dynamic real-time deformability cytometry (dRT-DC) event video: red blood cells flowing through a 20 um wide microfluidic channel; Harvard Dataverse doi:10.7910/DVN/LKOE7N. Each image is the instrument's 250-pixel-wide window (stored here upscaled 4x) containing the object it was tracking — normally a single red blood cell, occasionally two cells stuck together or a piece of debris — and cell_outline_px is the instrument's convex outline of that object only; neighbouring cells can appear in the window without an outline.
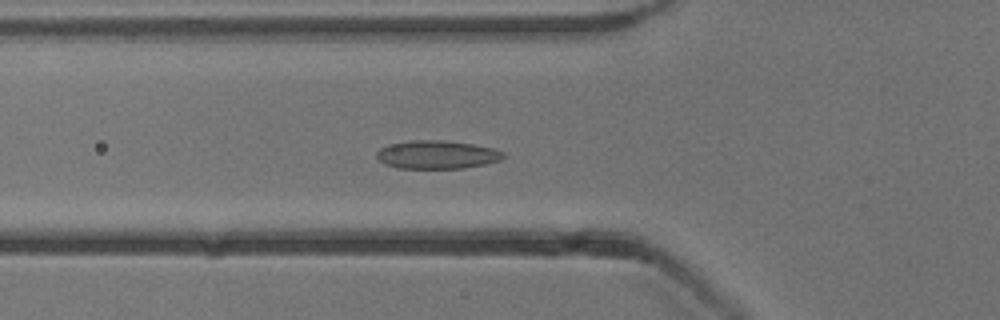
{"species": "common noctule bat (a hibernating species)", "species_latin": "Nyctalus noctula", "temperature_condition": "cold", "stored_images_in_passage": 55, "camera_frame_rate_fps": 3000, "um_per_image_px": 0.085, "animal": {"sex": "male", "body_mass_g": 13.3}, "frame": {"image": 1, "passage_image": 20, "time_ms": 6.333, "image_size_px": [1000, 320], "cell_outline_px": [[508, 156], [500, 160], [484, 164], [464, 168], [396, 168], [384, 164], [376, 156], [376, 152], [380, 148], [388, 144], [412, 140], [444, 140], [472, 144], [492, 148], [504, 152]], "centroid_in_image_um": [37.14, 13.14], "position_along_channel_um": 88.7, "area_um2": 20.98}}
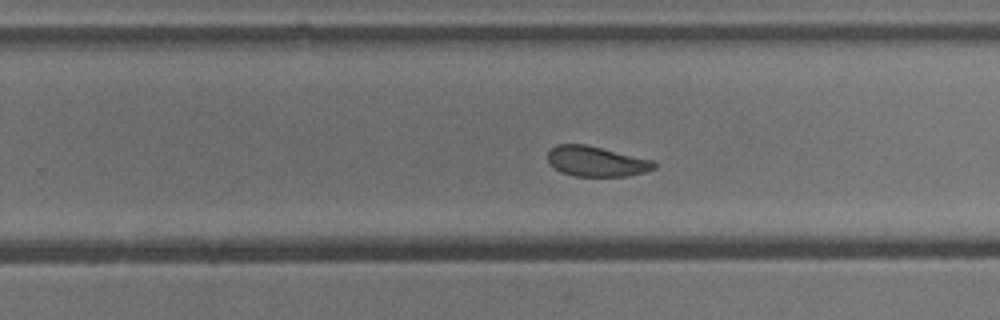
{"frame": {"image": 2, "passage_image": 35, "time_ms": 11.333, "image_size_px": [1000, 320], "cell_outline_px": [[656, 168], [644, 172], [628, 176], [572, 176], [560, 172], [548, 160], [548, 152], [556, 144], [584, 144], [656, 160]], "centroid_in_image_um": [50.73, 13.72], "position_along_channel_um": 279.1, "area_um2": 18.79}}
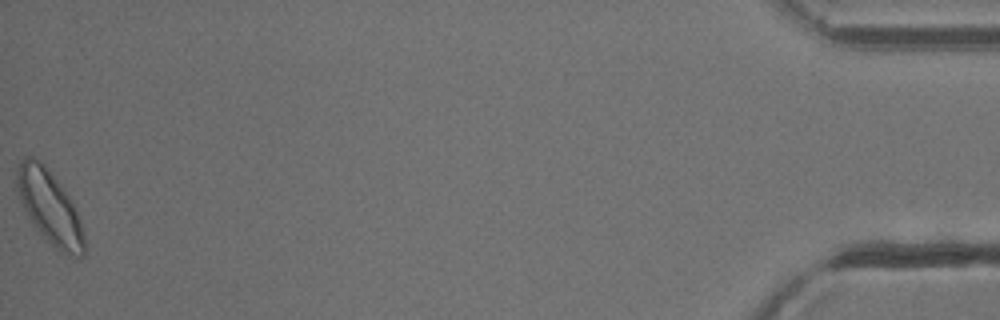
{"frame": {"image": 3, "passage_image": 55, "time_ms": 18.0, "image_size_px": [1000, 320], "cell_outline_px": [[84, 256], [76, 256], [60, 252], [32, 224], [20, 204], [16, 192], [16, 168], [20, 160], [24, 156], [32, 156], [40, 160], [44, 164], [68, 196], [76, 208], [80, 220], [84, 236]], "centroid_in_image_um": [4.16, 17.57], "position_along_channel_um": 431.0, "area_um2": 28.78}, "authors_computed_cell_mechanics": {"area_um2": 21.1548, "velocity_mm_per_s": 3.8021, "shape_relaxation_time_tau1_ms": 4.4733, "shape_relaxation_time_tau2_ms": 2.467, "deformation_change_tau1": 0.0949, "deformation_change_tau2": 0.076}}